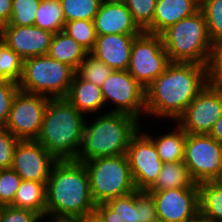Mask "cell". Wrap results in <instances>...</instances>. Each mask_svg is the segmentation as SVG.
<instances>
[{
	"mask_svg": "<svg viewBox=\"0 0 222 222\" xmlns=\"http://www.w3.org/2000/svg\"><path fill=\"white\" fill-rule=\"evenodd\" d=\"M207 84L206 65L170 62L145 89V116L176 121Z\"/></svg>",
	"mask_w": 222,
	"mask_h": 222,
	"instance_id": "6da1fadb",
	"label": "cell"
},
{
	"mask_svg": "<svg viewBox=\"0 0 222 222\" xmlns=\"http://www.w3.org/2000/svg\"><path fill=\"white\" fill-rule=\"evenodd\" d=\"M46 214L80 217L95 211L87 170L75 159L57 160L46 182Z\"/></svg>",
	"mask_w": 222,
	"mask_h": 222,
	"instance_id": "7a4b0ae2",
	"label": "cell"
},
{
	"mask_svg": "<svg viewBox=\"0 0 222 222\" xmlns=\"http://www.w3.org/2000/svg\"><path fill=\"white\" fill-rule=\"evenodd\" d=\"M87 117L65 98H50L36 141L57 160L76 159Z\"/></svg>",
	"mask_w": 222,
	"mask_h": 222,
	"instance_id": "3957f363",
	"label": "cell"
},
{
	"mask_svg": "<svg viewBox=\"0 0 222 222\" xmlns=\"http://www.w3.org/2000/svg\"><path fill=\"white\" fill-rule=\"evenodd\" d=\"M96 117L92 122L85 120L76 161L126 154L131 137L142 127L140 120L125 113L104 112Z\"/></svg>",
	"mask_w": 222,
	"mask_h": 222,
	"instance_id": "277c9868",
	"label": "cell"
},
{
	"mask_svg": "<svg viewBox=\"0 0 222 222\" xmlns=\"http://www.w3.org/2000/svg\"><path fill=\"white\" fill-rule=\"evenodd\" d=\"M160 36L170 62L208 65L213 43L201 10L168 27Z\"/></svg>",
	"mask_w": 222,
	"mask_h": 222,
	"instance_id": "5b68a950",
	"label": "cell"
},
{
	"mask_svg": "<svg viewBox=\"0 0 222 222\" xmlns=\"http://www.w3.org/2000/svg\"><path fill=\"white\" fill-rule=\"evenodd\" d=\"M75 73L72 67L48 55L29 57L23 61L18 86L23 92L65 98Z\"/></svg>",
	"mask_w": 222,
	"mask_h": 222,
	"instance_id": "8992f818",
	"label": "cell"
},
{
	"mask_svg": "<svg viewBox=\"0 0 222 222\" xmlns=\"http://www.w3.org/2000/svg\"><path fill=\"white\" fill-rule=\"evenodd\" d=\"M83 164L96 205L136 191L126 154L96 158Z\"/></svg>",
	"mask_w": 222,
	"mask_h": 222,
	"instance_id": "52a82bcc",
	"label": "cell"
},
{
	"mask_svg": "<svg viewBox=\"0 0 222 222\" xmlns=\"http://www.w3.org/2000/svg\"><path fill=\"white\" fill-rule=\"evenodd\" d=\"M170 63L160 35L143 31L133 40L127 71L145 89Z\"/></svg>",
	"mask_w": 222,
	"mask_h": 222,
	"instance_id": "ba28073f",
	"label": "cell"
},
{
	"mask_svg": "<svg viewBox=\"0 0 222 222\" xmlns=\"http://www.w3.org/2000/svg\"><path fill=\"white\" fill-rule=\"evenodd\" d=\"M184 163L196 184L213 181L222 169V144L209 134H187Z\"/></svg>",
	"mask_w": 222,
	"mask_h": 222,
	"instance_id": "9c48e42d",
	"label": "cell"
},
{
	"mask_svg": "<svg viewBox=\"0 0 222 222\" xmlns=\"http://www.w3.org/2000/svg\"><path fill=\"white\" fill-rule=\"evenodd\" d=\"M50 97L19 90L15 95L5 128L19 140H36Z\"/></svg>",
	"mask_w": 222,
	"mask_h": 222,
	"instance_id": "30bf717a",
	"label": "cell"
},
{
	"mask_svg": "<svg viewBox=\"0 0 222 222\" xmlns=\"http://www.w3.org/2000/svg\"><path fill=\"white\" fill-rule=\"evenodd\" d=\"M100 87L105 106L114 103L115 109L109 112L125 113L138 120L145 115V88L127 70H114Z\"/></svg>",
	"mask_w": 222,
	"mask_h": 222,
	"instance_id": "8fae6325",
	"label": "cell"
},
{
	"mask_svg": "<svg viewBox=\"0 0 222 222\" xmlns=\"http://www.w3.org/2000/svg\"><path fill=\"white\" fill-rule=\"evenodd\" d=\"M222 115V86L207 84L177 118L187 134H209Z\"/></svg>",
	"mask_w": 222,
	"mask_h": 222,
	"instance_id": "7c38bea8",
	"label": "cell"
},
{
	"mask_svg": "<svg viewBox=\"0 0 222 222\" xmlns=\"http://www.w3.org/2000/svg\"><path fill=\"white\" fill-rule=\"evenodd\" d=\"M142 130L131 137L126 153L136 190H148L163 165L153 141Z\"/></svg>",
	"mask_w": 222,
	"mask_h": 222,
	"instance_id": "4fadbf2b",
	"label": "cell"
},
{
	"mask_svg": "<svg viewBox=\"0 0 222 222\" xmlns=\"http://www.w3.org/2000/svg\"><path fill=\"white\" fill-rule=\"evenodd\" d=\"M155 199L159 222H193L199 216V188L149 191Z\"/></svg>",
	"mask_w": 222,
	"mask_h": 222,
	"instance_id": "5bb4252c",
	"label": "cell"
},
{
	"mask_svg": "<svg viewBox=\"0 0 222 222\" xmlns=\"http://www.w3.org/2000/svg\"><path fill=\"white\" fill-rule=\"evenodd\" d=\"M57 159L36 140H19L11 168L22 180L46 183Z\"/></svg>",
	"mask_w": 222,
	"mask_h": 222,
	"instance_id": "9a60e30c",
	"label": "cell"
},
{
	"mask_svg": "<svg viewBox=\"0 0 222 222\" xmlns=\"http://www.w3.org/2000/svg\"><path fill=\"white\" fill-rule=\"evenodd\" d=\"M53 33L38 26H13L5 24L0 27V40L15 51L22 59L47 55Z\"/></svg>",
	"mask_w": 222,
	"mask_h": 222,
	"instance_id": "2e32d148",
	"label": "cell"
},
{
	"mask_svg": "<svg viewBox=\"0 0 222 222\" xmlns=\"http://www.w3.org/2000/svg\"><path fill=\"white\" fill-rule=\"evenodd\" d=\"M140 34L97 35L94 49L90 52L113 70H127L133 40Z\"/></svg>",
	"mask_w": 222,
	"mask_h": 222,
	"instance_id": "e0dca14e",
	"label": "cell"
},
{
	"mask_svg": "<svg viewBox=\"0 0 222 222\" xmlns=\"http://www.w3.org/2000/svg\"><path fill=\"white\" fill-rule=\"evenodd\" d=\"M93 23L97 35L143 32L124 3H101Z\"/></svg>",
	"mask_w": 222,
	"mask_h": 222,
	"instance_id": "ac0fdd59",
	"label": "cell"
},
{
	"mask_svg": "<svg viewBox=\"0 0 222 222\" xmlns=\"http://www.w3.org/2000/svg\"><path fill=\"white\" fill-rule=\"evenodd\" d=\"M200 10V0H157L153 22L144 30L160 35L178 21Z\"/></svg>",
	"mask_w": 222,
	"mask_h": 222,
	"instance_id": "d6986e66",
	"label": "cell"
},
{
	"mask_svg": "<svg viewBox=\"0 0 222 222\" xmlns=\"http://www.w3.org/2000/svg\"><path fill=\"white\" fill-rule=\"evenodd\" d=\"M65 99L85 116L89 113H99L105 106L101 87L86 81L77 73Z\"/></svg>",
	"mask_w": 222,
	"mask_h": 222,
	"instance_id": "ffe728a7",
	"label": "cell"
},
{
	"mask_svg": "<svg viewBox=\"0 0 222 222\" xmlns=\"http://www.w3.org/2000/svg\"><path fill=\"white\" fill-rule=\"evenodd\" d=\"M88 53L82 45L62 30L53 35L47 55L76 71Z\"/></svg>",
	"mask_w": 222,
	"mask_h": 222,
	"instance_id": "44dd1931",
	"label": "cell"
},
{
	"mask_svg": "<svg viewBox=\"0 0 222 222\" xmlns=\"http://www.w3.org/2000/svg\"><path fill=\"white\" fill-rule=\"evenodd\" d=\"M11 206L31 210L44 216L47 207L46 183L22 180Z\"/></svg>",
	"mask_w": 222,
	"mask_h": 222,
	"instance_id": "7402d4cb",
	"label": "cell"
},
{
	"mask_svg": "<svg viewBox=\"0 0 222 222\" xmlns=\"http://www.w3.org/2000/svg\"><path fill=\"white\" fill-rule=\"evenodd\" d=\"M176 128L164 135L153 137L146 135L153 141L163 163L179 162L184 160L186 132L175 123Z\"/></svg>",
	"mask_w": 222,
	"mask_h": 222,
	"instance_id": "603a6c76",
	"label": "cell"
},
{
	"mask_svg": "<svg viewBox=\"0 0 222 222\" xmlns=\"http://www.w3.org/2000/svg\"><path fill=\"white\" fill-rule=\"evenodd\" d=\"M191 178L184 161L163 163L159 176L148 191H163L173 188H191Z\"/></svg>",
	"mask_w": 222,
	"mask_h": 222,
	"instance_id": "cb8c5ba5",
	"label": "cell"
},
{
	"mask_svg": "<svg viewBox=\"0 0 222 222\" xmlns=\"http://www.w3.org/2000/svg\"><path fill=\"white\" fill-rule=\"evenodd\" d=\"M199 215L205 219L222 222V187L213 181L198 184Z\"/></svg>",
	"mask_w": 222,
	"mask_h": 222,
	"instance_id": "d4e9b609",
	"label": "cell"
},
{
	"mask_svg": "<svg viewBox=\"0 0 222 222\" xmlns=\"http://www.w3.org/2000/svg\"><path fill=\"white\" fill-rule=\"evenodd\" d=\"M65 23L60 0H41L36 13L35 26L55 34L64 29Z\"/></svg>",
	"mask_w": 222,
	"mask_h": 222,
	"instance_id": "484cf974",
	"label": "cell"
},
{
	"mask_svg": "<svg viewBox=\"0 0 222 222\" xmlns=\"http://www.w3.org/2000/svg\"><path fill=\"white\" fill-rule=\"evenodd\" d=\"M66 22L83 19L93 21L100 6V0H60Z\"/></svg>",
	"mask_w": 222,
	"mask_h": 222,
	"instance_id": "4316f807",
	"label": "cell"
},
{
	"mask_svg": "<svg viewBox=\"0 0 222 222\" xmlns=\"http://www.w3.org/2000/svg\"><path fill=\"white\" fill-rule=\"evenodd\" d=\"M63 31L89 53L94 49L97 33L93 21L78 19L66 22Z\"/></svg>",
	"mask_w": 222,
	"mask_h": 222,
	"instance_id": "83f0119b",
	"label": "cell"
},
{
	"mask_svg": "<svg viewBox=\"0 0 222 222\" xmlns=\"http://www.w3.org/2000/svg\"><path fill=\"white\" fill-rule=\"evenodd\" d=\"M114 70L91 53H88L76 70L86 81L101 86Z\"/></svg>",
	"mask_w": 222,
	"mask_h": 222,
	"instance_id": "f1b7e54d",
	"label": "cell"
},
{
	"mask_svg": "<svg viewBox=\"0 0 222 222\" xmlns=\"http://www.w3.org/2000/svg\"><path fill=\"white\" fill-rule=\"evenodd\" d=\"M212 43L222 41V0H200Z\"/></svg>",
	"mask_w": 222,
	"mask_h": 222,
	"instance_id": "f546056e",
	"label": "cell"
},
{
	"mask_svg": "<svg viewBox=\"0 0 222 222\" xmlns=\"http://www.w3.org/2000/svg\"><path fill=\"white\" fill-rule=\"evenodd\" d=\"M23 61L15 51L0 40V69L9 80L18 83L22 76Z\"/></svg>",
	"mask_w": 222,
	"mask_h": 222,
	"instance_id": "4dcf8cb0",
	"label": "cell"
},
{
	"mask_svg": "<svg viewBox=\"0 0 222 222\" xmlns=\"http://www.w3.org/2000/svg\"><path fill=\"white\" fill-rule=\"evenodd\" d=\"M41 0H12V15L9 23L13 26H33Z\"/></svg>",
	"mask_w": 222,
	"mask_h": 222,
	"instance_id": "1f68e13d",
	"label": "cell"
},
{
	"mask_svg": "<svg viewBox=\"0 0 222 222\" xmlns=\"http://www.w3.org/2000/svg\"><path fill=\"white\" fill-rule=\"evenodd\" d=\"M124 4L143 31L153 22L157 0H125Z\"/></svg>",
	"mask_w": 222,
	"mask_h": 222,
	"instance_id": "d6a6232c",
	"label": "cell"
},
{
	"mask_svg": "<svg viewBox=\"0 0 222 222\" xmlns=\"http://www.w3.org/2000/svg\"><path fill=\"white\" fill-rule=\"evenodd\" d=\"M21 182V177L12 168L0 170V205L12 204Z\"/></svg>",
	"mask_w": 222,
	"mask_h": 222,
	"instance_id": "836d02e7",
	"label": "cell"
},
{
	"mask_svg": "<svg viewBox=\"0 0 222 222\" xmlns=\"http://www.w3.org/2000/svg\"><path fill=\"white\" fill-rule=\"evenodd\" d=\"M105 204L118 214L124 222H137L135 191L124 196L110 199Z\"/></svg>",
	"mask_w": 222,
	"mask_h": 222,
	"instance_id": "e575fe53",
	"label": "cell"
},
{
	"mask_svg": "<svg viewBox=\"0 0 222 222\" xmlns=\"http://www.w3.org/2000/svg\"><path fill=\"white\" fill-rule=\"evenodd\" d=\"M137 222H159L155 199L148 190H136Z\"/></svg>",
	"mask_w": 222,
	"mask_h": 222,
	"instance_id": "d590c367",
	"label": "cell"
},
{
	"mask_svg": "<svg viewBox=\"0 0 222 222\" xmlns=\"http://www.w3.org/2000/svg\"><path fill=\"white\" fill-rule=\"evenodd\" d=\"M19 90L18 83L0 80V127L5 126L13 99Z\"/></svg>",
	"mask_w": 222,
	"mask_h": 222,
	"instance_id": "8d00e7d4",
	"label": "cell"
},
{
	"mask_svg": "<svg viewBox=\"0 0 222 222\" xmlns=\"http://www.w3.org/2000/svg\"><path fill=\"white\" fill-rule=\"evenodd\" d=\"M19 139L8 129L0 127V170L11 168L13 153Z\"/></svg>",
	"mask_w": 222,
	"mask_h": 222,
	"instance_id": "74e56055",
	"label": "cell"
},
{
	"mask_svg": "<svg viewBox=\"0 0 222 222\" xmlns=\"http://www.w3.org/2000/svg\"><path fill=\"white\" fill-rule=\"evenodd\" d=\"M207 73L209 84L222 86V41L212 44Z\"/></svg>",
	"mask_w": 222,
	"mask_h": 222,
	"instance_id": "f35d334b",
	"label": "cell"
},
{
	"mask_svg": "<svg viewBox=\"0 0 222 222\" xmlns=\"http://www.w3.org/2000/svg\"><path fill=\"white\" fill-rule=\"evenodd\" d=\"M0 222H41V215L31 210L8 205L2 207Z\"/></svg>",
	"mask_w": 222,
	"mask_h": 222,
	"instance_id": "ab89813d",
	"label": "cell"
},
{
	"mask_svg": "<svg viewBox=\"0 0 222 222\" xmlns=\"http://www.w3.org/2000/svg\"><path fill=\"white\" fill-rule=\"evenodd\" d=\"M95 212L101 217L103 222H124V220L112 211L105 203L97 204Z\"/></svg>",
	"mask_w": 222,
	"mask_h": 222,
	"instance_id": "60d3db41",
	"label": "cell"
},
{
	"mask_svg": "<svg viewBox=\"0 0 222 222\" xmlns=\"http://www.w3.org/2000/svg\"><path fill=\"white\" fill-rule=\"evenodd\" d=\"M12 15V0H0V27L9 23Z\"/></svg>",
	"mask_w": 222,
	"mask_h": 222,
	"instance_id": "b9f144b4",
	"label": "cell"
},
{
	"mask_svg": "<svg viewBox=\"0 0 222 222\" xmlns=\"http://www.w3.org/2000/svg\"><path fill=\"white\" fill-rule=\"evenodd\" d=\"M209 135L222 144V115L215 122L214 127L212 131L209 133Z\"/></svg>",
	"mask_w": 222,
	"mask_h": 222,
	"instance_id": "7bdbcfd3",
	"label": "cell"
},
{
	"mask_svg": "<svg viewBox=\"0 0 222 222\" xmlns=\"http://www.w3.org/2000/svg\"><path fill=\"white\" fill-rule=\"evenodd\" d=\"M50 216V221L48 222H78V217H67V216H53V215H47L41 216V220L45 217Z\"/></svg>",
	"mask_w": 222,
	"mask_h": 222,
	"instance_id": "ee69618b",
	"label": "cell"
},
{
	"mask_svg": "<svg viewBox=\"0 0 222 222\" xmlns=\"http://www.w3.org/2000/svg\"><path fill=\"white\" fill-rule=\"evenodd\" d=\"M78 222H103L101 217L94 211L78 217Z\"/></svg>",
	"mask_w": 222,
	"mask_h": 222,
	"instance_id": "f6af8a7d",
	"label": "cell"
},
{
	"mask_svg": "<svg viewBox=\"0 0 222 222\" xmlns=\"http://www.w3.org/2000/svg\"><path fill=\"white\" fill-rule=\"evenodd\" d=\"M215 184H217L219 187H222V169L219 171V174L217 177L213 180Z\"/></svg>",
	"mask_w": 222,
	"mask_h": 222,
	"instance_id": "bcb514c9",
	"label": "cell"
},
{
	"mask_svg": "<svg viewBox=\"0 0 222 222\" xmlns=\"http://www.w3.org/2000/svg\"><path fill=\"white\" fill-rule=\"evenodd\" d=\"M101 3H125V0H100Z\"/></svg>",
	"mask_w": 222,
	"mask_h": 222,
	"instance_id": "7dc6e473",
	"label": "cell"
},
{
	"mask_svg": "<svg viewBox=\"0 0 222 222\" xmlns=\"http://www.w3.org/2000/svg\"><path fill=\"white\" fill-rule=\"evenodd\" d=\"M193 222H216V221H211V220L205 219L204 217L199 215Z\"/></svg>",
	"mask_w": 222,
	"mask_h": 222,
	"instance_id": "c3c4849f",
	"label": "cell"
},
{
	"mask_svg": "<svg viewBox=\"0 0 222 222\" xmlns=\"http://www.w3.org/2000/svg\"><path fill=\"white\" fill-rule=\"evenodd\" d=\"M0 80H1V81L8 80V79L1 73V69H0Z\"/></svg>",
	"mask_w": 222,
	"mask_h": 222,
	"instance_id": "681fc988",
	"label": "cell"
}]
</instances>
